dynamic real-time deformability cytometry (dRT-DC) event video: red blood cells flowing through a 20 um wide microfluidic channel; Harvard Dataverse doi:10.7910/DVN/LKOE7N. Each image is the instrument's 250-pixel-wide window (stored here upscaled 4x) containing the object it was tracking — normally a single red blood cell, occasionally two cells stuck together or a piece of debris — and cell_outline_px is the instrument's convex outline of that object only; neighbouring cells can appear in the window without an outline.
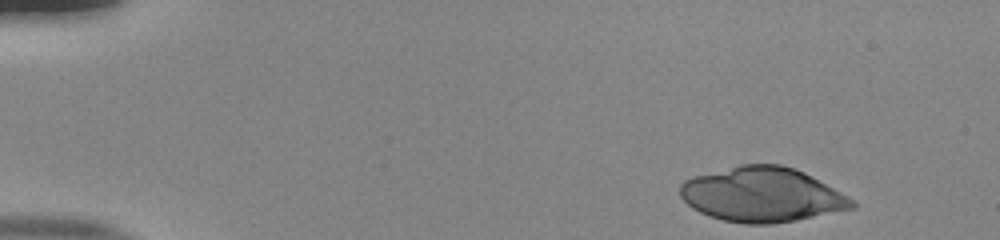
{"species": "human", "species_latin": "Homo sapiens", "temperature_condition": "room temperature", "stored_images_in_passage": 48, "camera_frame_rate_fps": 3000, "um_per_image_px": 0.085, "donor": {"sex": "male"}, "frame": {"image": 1, "passage_image": 1, "time_ms": 0.0, "image_size_px": [1000, 240], "cell_outline_px": [[856, 208], [796, 220], [772, 224], [744, 224], [724, 220], [708, 216], [692, 208], [680, 196], [680, 184], [684, 180], [692, 176], [740, 164], [780, 164], [804, 172], [856, 200]], "centroid_in_image_um": [64.77, 16.55], "position_along_channel_um": 20.2, "area_um2": 54.97}}
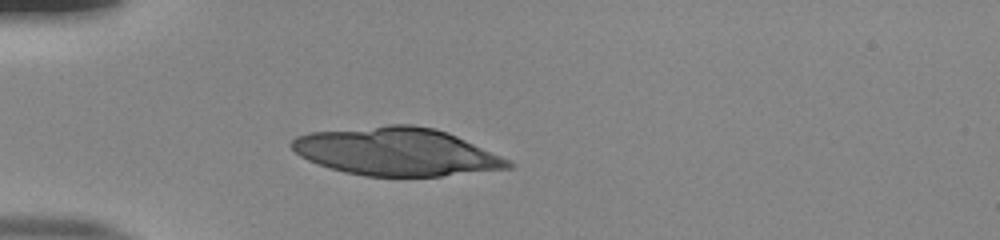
{"frame": {"image": 2, "passage_image": 11, "time_ms": 3.333, "image_size_px": [1000, 240], "cell_outline_px": [[512, 168], [440, 176], [364, 176], [344, 172], [308, 160], [300, 156], [288, 144], [296, 136], [308, 132], [388, 124], [412, 124], [432, 128], [448, 132], [512, 160]], "centroid_in_image_um": [33.71, 12.88], "position_along_channel_um": 51.3, "area_um2": 60.63}}
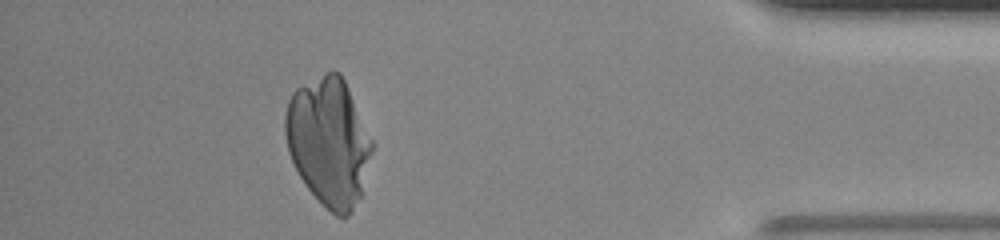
{"frame": {"image": 3, "passage_image": 43, "time_ms": 14.0, "image_size_px": [1000, 240], "cell_outline_px": [[376, 144], [360, 196], [352, 212], [344, 220], [336, 216], [304, 184], [288, 152], [284, 132], [284, 116], [288, 100], [292, 92], [296, 88], [332, 68], [340, 72]], "centroid_in_image_um": [27.96, 12.02], "position_along_channel_um": 407.2, "area_um2": 65.37}}